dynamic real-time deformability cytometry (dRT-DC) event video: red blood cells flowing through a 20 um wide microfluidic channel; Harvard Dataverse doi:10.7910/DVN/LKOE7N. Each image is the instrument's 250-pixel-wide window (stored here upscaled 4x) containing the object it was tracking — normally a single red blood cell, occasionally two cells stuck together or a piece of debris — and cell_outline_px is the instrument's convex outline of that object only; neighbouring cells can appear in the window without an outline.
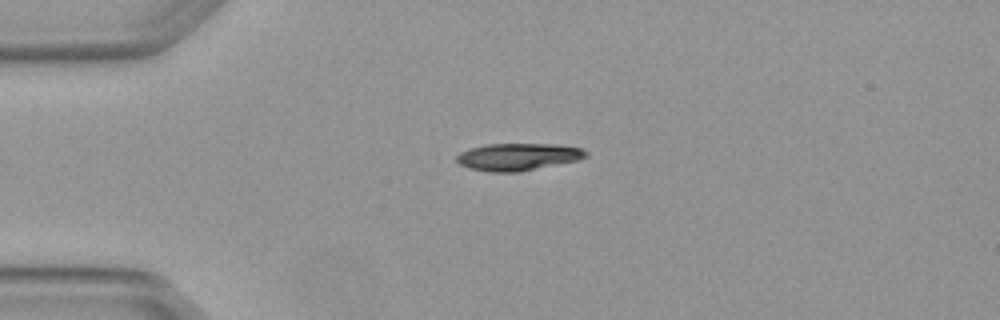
{"species": "Egyptian fruit bat (a non-hibernating species)", "species_latin": "Rousettus aegyptiacus", "temperature_condition": "warm", "stored_images_in_passage": 4, "camera_frame_rate_fps": 3000, "um_per_image_px": 0.085, "animal": {"sex": "female"}, "frame": {"image": 1, "passage_image": 2, "time_ms": 0.333, "image_size_px": [1000, 320], "cell_outline_px": [[588, 156], [580, 160], [520, 172], [488, 172], [468, 168], [460, 164], [456, 160], [456, 156], [460, 152], [472, 148], [488, 144], [556, 144], [580, 148], [588, 152]], "centroid_in_image_um": [44.05, 13.34], "position_along_channel_um": 40.9, "area_um2": 20.63}}
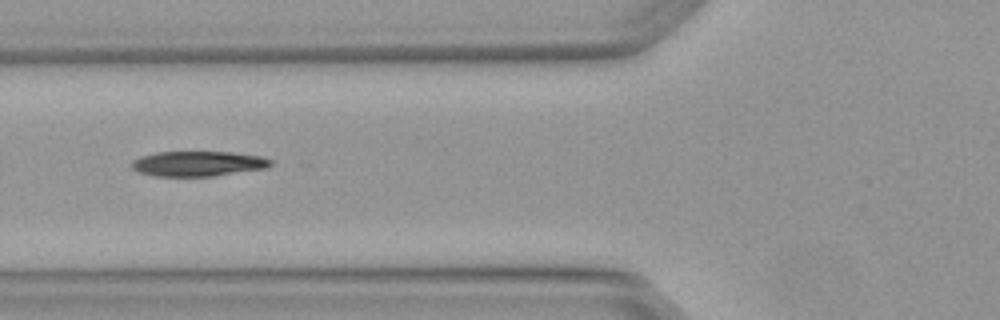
{"frame": {"image": 2, "passage_image": 4, "time_ms": 1.0, "image_size_px": [1000, 320], "cell_outline_px": [[272, 164], [268, 168], [212, 176], [156, 176], [140, 172], [132, 168], [132, 160], [140, 156], [156, 152], [232, 152], [260, 156], [272, 160]], "centroid_in_image_um": [16.85, 13.91], "position_along_channel_um": 109.0, "area_um2": 20.29}}